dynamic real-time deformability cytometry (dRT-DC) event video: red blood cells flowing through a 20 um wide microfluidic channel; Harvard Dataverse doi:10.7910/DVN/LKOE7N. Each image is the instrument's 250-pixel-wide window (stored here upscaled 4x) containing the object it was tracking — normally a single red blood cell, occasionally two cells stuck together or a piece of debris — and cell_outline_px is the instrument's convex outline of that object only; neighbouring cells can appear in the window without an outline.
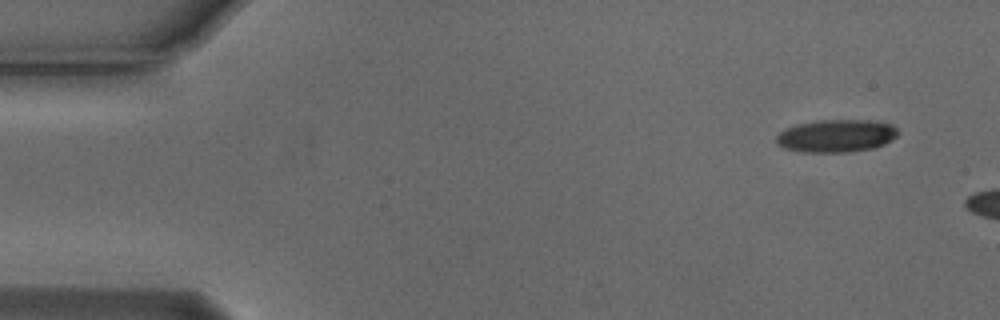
{"species": "Egyptian fruit bat (a non-hibernating species)", "species_latin": "Rousettus aegyptiacus", "temperature_condition": "cold", "stored_images_in_passage": 4, "camera_frame_rate_fps": 3000, "um_per_image_px": 0.085, "animal": {"sex": "male"}, "frame": {"image": 1, "passage_image": 1, "time_ms": 0.0, "image_size_px": [1000, 320], "cell_outline_px": [[896, 136], [892, 140], [884, 144], [872, 148], [848, 152], [800, 152], [784, 148], [776, 144], [776, 136], [780, 132], [796, 124], [820, 120], [864, 120], [892, 124], [896, 128]], "centroid_in_image_um": [71.05, 11.55], "position_along_channel_um": 14.0, "area_um2": 23.06}}